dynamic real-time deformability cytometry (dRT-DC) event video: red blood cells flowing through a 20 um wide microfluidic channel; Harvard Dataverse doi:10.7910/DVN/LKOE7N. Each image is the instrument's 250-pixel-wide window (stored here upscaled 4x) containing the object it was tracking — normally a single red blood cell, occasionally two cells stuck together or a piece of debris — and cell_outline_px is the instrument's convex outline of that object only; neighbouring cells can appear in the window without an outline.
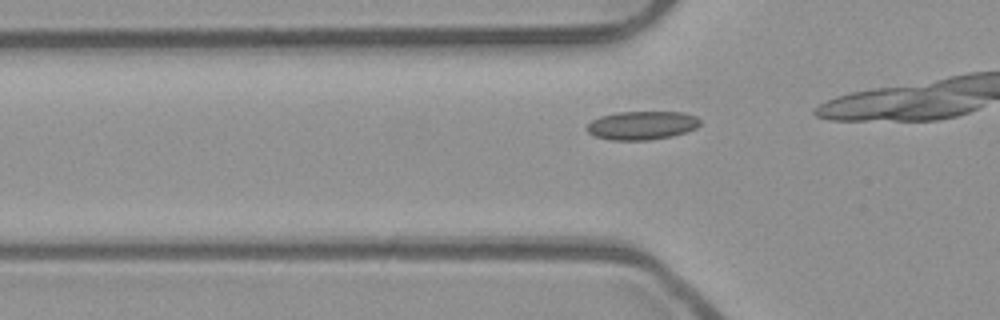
{"species": "common noctule bat (a hibernating species)", "species_latin": "Nyctalus noctula", "temperature_condition": "room temperature", "stored_images_in_passage": 11, "camera_frame_rate_fps": 3000, "um_per_image_px": 0.085, "animal": {"sex": "male", "body_mass_g": 23.1, "forearm_length_mm": 52.7}, "frame": {"image": 1, "passage_image": 7, "time_ms": 2.0, "image_size_px": [1000, 320], "cell_outline_px": [[700, 124], [696, 128], [672, 136], [648, 140], [612, 140], [596, 136], [588, 132], [584, 128], [592, 120], [600, 116], [616, 112], [684, 112], [696, 116], [700, 120]], "centroid_in_image_um": [54.55, 10.65], "position_along_channel_um": 71.2, "area_um2": 18.84}}